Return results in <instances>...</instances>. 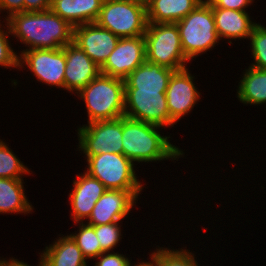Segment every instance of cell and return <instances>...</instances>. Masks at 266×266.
Segmentation results:
<instances>
[{
    "mask_svg": "<svg viewBox=\"0 0 266 266\" xmlns=\"http://www.w3.org/2000/svg\"><path fill=\"white\" fill-rule=\"evenodd\" d=\"M11 35L29 49H57L73 42L74 27L50 9L20 12L7 18Z\"/></svg>",
    "mask_w": 266,
    "mask_h": 266,
    "instance_id": "obj_1",
    "label": "cell"
},
{
    "mask_svg": "<svg viewBox=\"0 0 266 266\" xmlns=\"http://www.w3.org/2000/svg\"><path fill=\"white\" fill-rule=\"evenodd\" d=\"M160 126L145 123L126 116L122 117L123 155L134 162L176 160L184 153L162 136Z\"/></svg>",
    "mask_w": 266,
    "mask_h": 266,
    "instance_id": "obj_2",
    "label": "cell"
},
{
    "mask_svg": "<svg viewBox=\"0 0 266 266\" xmlns=\"http://www.w3.org/2000/svg\"><path fill=\"white\" fill-rule=\"evenodd\" d=\"M77 96L85 102L87 123L124 116L125 80L100 73Z\"/></svg>",
    "mask_w": 266,
    "mask_h": 266,
    "instance_id": "obj_3",
    "label": "cell"
},
{
    "mask_svg": "<svg viewBox=\"0 0 266 266\" xmlns=\"http://www.w3.org/2000/svg\"><path fill=\"white\" fill-rule=\"evenodd\" d=\"M176 25L179 29L182 49L189 61L219 43L212 7L206 0L176 22Z\"/></svg>",
    "mask_w": 266,
    "mask_h": 266,
    "instance_id": "obj_4",
    "label": "cell"
},
{
    "mask_svg": "<svg viewBox=\"0 0 266 266\" xmlns=\"http://www.w3.org/2000/svg\"><path fill=\"white\" fill-rule=\"evenodd\" d=\"M95 23L119 38L138 37L147 29V6L135 0H104Z\"/></svg>",
    "mask_w": 266,
    "mask_h": 266,
    "instance_id": "obj_5",
    "label": "cell"
},
{
    "mask_svg": "<svg viewBox=\"0 0 266 266\" xmlns=\"http://www.w3.org/2000/svg\"><path fill=\"white\" fill-rule=\"evenodd\" d=\"M144 37L146 61L175 71L187 67L176 23H148Z\"/></svg>",
    "mask_w": 266,
    "mask_h": 266,
    "instance_id": "obj_6",
    "label": "cell"
},
{
    "mask_svg": "<svg viewBox=\"0 0 266 266\" xmlns=\"http://www.w3.org/2000/svg\"><path fill=\"white\" fill-rule=\"evenodd\" d=\"M86 173L98 179L106 189L142 191L143 185L135 174L134 163L123 154L105 153L85 156Z\"/></svg>",
    "mask_w": 266,
    "mask_h": 266,
    "instance_id": "obj_7",
    "label": "cell"
},
{
    "mask_svg": "<svg viewBox=\"0 0 266 266\" xmlns=\"http://www.w3.org/2000/svg\"><path fill=\"white\" fill-rule=\"evenodd\" d=\"M79 151L86 156L105 153L123 154L122 117L114 120L95 121L77 131Z\"/></svg>",
    "mask_w": 266,
    "mask_h": 266,
    "instance_id": "obj_8",
    "label": "cell"
},
{
    "mask_svg": "<svg viewBox=\"0 0 266 266\" xmlns=\"http://www.w3.org/2000/svg\"><path fill=\"white\" fill-rule=\"evenodd\" d=\"M124 116L163 128L169 127L166 90L125 89Z\"/></svg>",
    "mask_w": 266,
    "mask_h": 266,
    "instance_id": "obj_9",
    "label": "cell"
},
{
    "mask_svg": "<svg viewBox=\"0 0 266 266\" xmlns=\"http://www.w3.org/2000/svg\"><path fill=\"white\" fill-rule=\"evenodd\" d=\"M18 63L19 68L26 64L33 76L38 79L37 81L64 89L65 47L23 50L19 55Z\"/></svg>",
    "mask_w": 266,
    "mask_h": 266,
    "instance_id": "obj_10",
    "label": "cell"
},
{
    "mask_svg": "<svg viewBox=\"0 0 266 266\" xmlns=\"http://www.w3.org/2000/svg\"><path fill=\"white\" fill-rule=\"evenodd\" d=\"M145 61L146 41L144 35L120 38L113 52L100 67V73L125 80Z\"/></svg>",
    "mask_w": 266,
    "mask_h": 266,
    "instance_id": "obj_11",
    "label": "cell"
},
{
    "mask_svg": "<svg viewBox=\"0 0 266 266\" xmlns=\"http://www.w3.org/2000/svg\"><path fill=\"white\" fill-rule=\"evenodd\" d=\"M186 68L173 72L166 89L167 107L170 115V126L193 109L200 99V92L193 83V78Z\"/></svg>",
    "mask_w": 266,
    "mask_h": 266,
    "instance_id": "obj_12",
    "label": "cell"
},
{
    "mask_svg": "<svg viewBox=\"0 0 266 266\" xmlns=\"http://www.w3.org/2000/svg\"><path fill=\"white\" fill-rule=\"evenodd\" d=\"M119 37L96 23L74 27L73 43L101 67L115 49Z\"/></svg>",
    "mask_w": 266,
    "mask_h": 266,
    "instance_id": "obj_13",
    "label": "cell"
},
{
    "mask_svg": "<svg viewBox=\"0 0 266 266\" xmlns=\"http://www.w3.org/2000/svg\"><path fill=\"white\" fill-rule=\"evenodd\" d=\"M141 191L107 189L96 202L87 222L91 226L120 222L136 205Z\"/></svg>",
    "mask_w": 266,
    "mask_h": 266,
    "instance_id": "obj_14",
    "label": "cell"
},
{
    "mask_svg": "<svg viewBox=\"0 0 266 266\" xmlns=\"http://www.w3.org/2000/svg\"><path fill=\"white\" fill-rule=\"evenodd\" d=\"M64 90L79 93L100 74V67L73 42L65 46Z\"/></svg>",
    "mask_w": 266,
    "mask_h": 266,
    "instance_id": "obj_15",
    "label": "cell"
},
{
    "mask_svg": "<svg viewBox=\"0 0 266 266\" xmlns=\"http://www.w3.org/2000/svg\"><path fill=\"white\" fill-rule=\"evenodd\" d=\"M83 174L76 175L72 192L69 193L71 218L76 224L89 218L96 202L107 190L98 179L85 171Z\"/></svg>",
    "mask_w": 266,
    "mask_h": 266,
    "instance_id": "obj_16",
    "label": "cell"
},
{
    "mask_svg": "<svg viewBox=\"0 0 266 266\" xmlns=\"http://www.w3.org/2000/svg\"><path fill=\"white\" fill-rule=\"evenodd\" d=\"M219 39H249L256 22L247 11L212 8Z\"/></svg>",
    "mask_w": 266,
    "mask_h": 266,
    "instance_id": "obj_17",
    "label": "cell"
},
{
    "mask_svg": "<svg viewBox=\"0 0 266 266\" xmlns=\"http://www.w3.org/2000/svg\"><path fill=\"white\" fill-rule=\"evenodd\" d=\"M104 0H52L50 10L73 27L95 23Z\"/></svg>",
    "mask_w": 266,
    "mask_h": 266,
    "instance_id": "obj_18",
    "label": "cell"
},
{
    "mask_svg": "<svg viewBox=\"0 0 266 266\" xmlns=\"http://www.w3.org/2000/svg\"><path fill=\"white\" fill-rule=\"evenodd\" d=\"M174 71L145 61L125 79V89L166 90Z\"/></svg>",
    "mask_w": 266,
    "mask_h": 266,
    "instance_id": "obj_19",
    "label": "cell"
},
{
    "mask_svg": "<svg viewBox=\"0 0 266 266\" xmlns=\"http://www.w3.org/2000/svg\"><path fill=\"white\" fill-rule=\"evenodd\" d=\"M42 252L40 260L43 266H87L88 263L69 235L59 237Z\"/></svg>",
    "mask_w": 266,
    "mask_h": 266,
    "instance_id": "obj_20",
    "label": "cell"
},
{
    "mask_svg": "<svg viewBox=\"0 0 266 266\" xmlns=\"http://www.w3.org/2000/svg\"><path fill=\"white\" fill-rule=\"evenodd\" d=\"M204 0H149L148 23H176L186 17Z\"/></svg>",
    "mask_w": 266,
    "mask_h": 266,
    "instance_id": "obj_21",
    "label": "cell"
},
{
    "mask_svg": "<svg viewBox=\"0 0 266 266\" xmlns=\"http://www.w3.org/2000/svg\"><path fill=\"white\" fill-rule=\"evenodd\" d=\"M23 184V179L0 178V214H28L33 211Z\"/></svg>",
    "mask_w": 266,
    "mask_h": 266,
    "instance_id": "obj_22",
    "label": "cell"
},
{
    "mask_svg": "<svg viewBox=\"0 0 266 266\" xmlns=\"http://www.w3.org/2000/svg\"><path fill=\"white\" fill-rule=\"evenodd\" d=\"M237 97L243 104L266 103V70L249 65L239 82Z\"/></svg>",
    "mask_w": 266,
    "mask_h": 266,
    "instance_id": "obj_23",
    "label": "cell"
},
{
    "mask_svg": "<svg viewBox=\"0 0 266 266\" xmlns=\"http://www.w3.org/2000/svg\"><path fill=\"white\" fill-rule=\"evenodd\" d=\"M149 255L153 266H198L194 254L188 249L179 251L160 247Z\"/></svg>",
    "mask_w": 266,
    "mask_h": 266,
    "instance_id": "obj_24",
    "label": "cell"
},
{
    "mask_svg": "<svg viewBox=\"0 0 266 266\" xmlns=\"http://www.w3.org/2000/svg\"><path fill=\"white\" fill-rule=\"evenodd\" d=\"M79 232L70 234L69 236L78 245L86 259H96L100 254L104 253L101 250V245L95 234V228L89 224L79 222Z\"/></svg>",
    "mask_w": 266,
    "mask_h": 266,
    "instance_id": "obj_25",
    "label": "cell"
},
{
    "mask_svg": "<svg viewBox=\"0 0 266 266\" xmlns=\"http://www.w3.org/2000/svg\"><path fill=\"white\" fill-rule=\"evenodd\" d=\"M24 165L8 145L0 140V178L23 179V174H30Z\"/></svg>",
    "mask_w": 266,
    "mask_h": 266,
    "instance_id": "obj_26",
    "label": "cell"
},
{
    "mask_svg": "<svg viewBox=\"0 0 266 266\" xmlns=\"http://www.w3.org/2000/svg\"><path fill=\"white\" fill-rule=\"evenodd\" d=\"M252 57L255 63L250 66L266 70V27L256 24L249 37Z\"/></svg>",
    "mask_w": 266,
    "mask_h": 266,
    "instance_id": "obj_27",
    "label": "cell"
},
{
    "mask_svg": "<svg viewBox=\"0 0 266 266\" xmlns=\"http://www.w3.org/2000/svg\"><path fill=\"white\" fill-rule=\"evenodd\" d=\"M95 228V234L101 245V250L103 252H110L117 246L122 239L121 226L119 222H113L110 224H102L98 226H93Z\"/></svg>",
    "mask_w": 266,
    "mask_h": 266,
    "instance_id": "obj_28",
    "label": "cell"
},
{
    "mask_svg": "<svg viewBox=\"0 0 266 266\" xmlns=\"http://www.w3.org/2000/svg\"><path fill=\"white\" fill-rule=\"evenodd\" d=\"M5 20H6L5 28H7L8 31L7 30L5 31L2 28L4 27V25H2L0 22V67L2 66L5 68L7 67L18 68L19 67V63H18L19 55H17L18 53H15L14 50L11 48V45L8 39L9 38L8 36L11 35V32H10L7 19Z\"/></svg>",
    "mask_w": 266,
    "mask_h": 266,
    "instance_id": "obj_29",
    "label": "cell"
},
{
    "mask_svg": "<svg viewBox=\"0 0 266 266\" xmlns=\"http://www.w3.org/2000/svg\"><path fill=\"white\" fill-rule=\"evenodd\" d=\"M95 266H131V260L119 253L104 252L96 257Z\"/></svg>",
    "mask_w": 266,
    "mask_h": 266,
    "instance_id": "obj_30",
    "label": "cell"
},
{
    "mask_svg": "<svg viewBox=\"0 0 266 266\" xmlns=\"http://www.w3.org/2000/svg\"><path fill=\"white\" fill-rule=\"evenodd\" d=\"M212 8L233 9L245 11L253 0H206Z\"/></svg>",
    "mask_w": 266,
    "mask_h": 266,
    "instance_id": "obj_31",
    "label": "cell"
},
{
    "mask_svg": "<svg viewBox=\"0 0 266 266\" xmlns=\"http://www.w3.org/2000/svg\"><path fill=\"white\" fill-rule=\"evenodd\" d=\"M7 10L6 19L12 14L24 12V0H0V12Z\"/></svg>",
    "mask_w": 266,
    "mask_h": 266,
    "instance_id": "obj_32",
    "label": "cell"
},
{
    "mask_svg": "<svg viewBox=\"0 0 266 266\" xmlns=\"http://www.w3.org/2000/svg\"><path fill=\"white\" fill-rule=\"evenodd\" d=\"M52 0H24V12L45 11L51 8Z\"/></svg>",
    "mask_w": 266,
    "mask_h": 266,
    "instance_id": "obj_33",
    "label": "cell"
},
{
    "mask_svg": "<svg viewBox=\"0 0 266 266\" xmlns=\"http://www.w3.org/2000/svg\"><path fill=\"white\" fill-rule=\"evenodd\" d=\"M38 264L39 266H43L41 260ZM0 266H30V265L23 261H19L18 259L11 258L9 260L0 259Z\"/></svg>",
    "mask_w": 266,
    "mask_h": 266,
    "instance_id": "obj_34",
    "label": "cell"
},
{
    "mask_svg": "<svg viewBox=\"0 0 266 266\" xmlns=\"http://www.w3.org/2000/svg\"><path fill=\"white\" fill-rule=\"evenodd\" d=\"M131 266H153V265H152L151 261H148V262L145 261L144 262V260L143 261L141 260L139 264H136V265L132 264Z\"/></svg>",
    "mask_w": 266,
    "mask_h": 266,
    "instance_id": "obj_35",
    "label": "cell"
},
{
    "mask_svg": "<svg viewBox=\"0 0 266 266\" xmlns=\"http://www.w3.org/2000/svg\"><path fill=\"white\" fill-rule=\"evenodd\" d=\"M135 1H139V2H142L144 4H147L149 0H135Z\"/></svg>",
    "mask_w": 266,
    "mask_h": 266,
    "instance_id": "obj_36",
    "label": "cell"
}]
</instances>
